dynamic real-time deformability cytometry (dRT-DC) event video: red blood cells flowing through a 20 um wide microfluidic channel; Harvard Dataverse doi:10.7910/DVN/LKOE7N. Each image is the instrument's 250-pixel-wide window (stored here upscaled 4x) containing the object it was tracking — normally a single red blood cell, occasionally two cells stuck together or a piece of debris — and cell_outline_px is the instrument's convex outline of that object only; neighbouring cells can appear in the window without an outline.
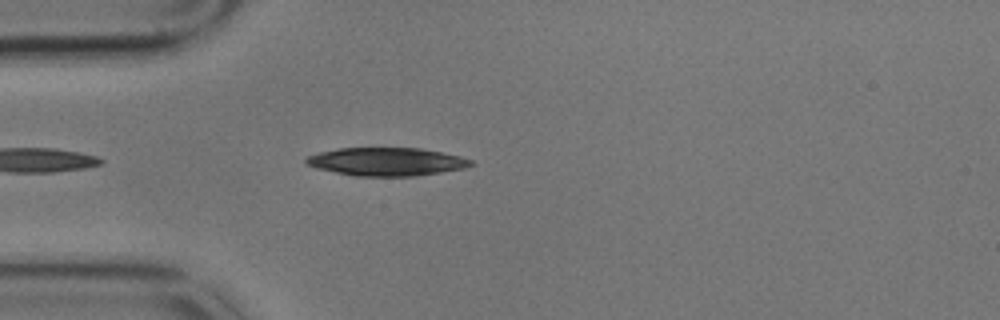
{"species": "common noctule bat (a hibernating species)", "species_latin": "Nyctalus noctula", "temperature_condition": "cold", "stored_images_in_passage": 36, "camera_frame_rate_fps": 3000, "um_per_image_px": 0.085, "animal": {"sex": "male", "body_mass_g": 17.9}, "frame": {"image": 1, "passage_image": 4, "time_ms": 1.0, "image_size_px": [1000, 320], "cell_outline_px": [[476, 164], [464, 168], [416, 176], [356, 176], [316, 168], [304, 164], [304, 160], [308, 156], [320, 152], [340, 148], [420, 148], [460, 156], [472, 160]], "centroid_in_image_um": [32.86, 13.74], "position_along_channel_um": 52.1, "area_um2": 26.99}}
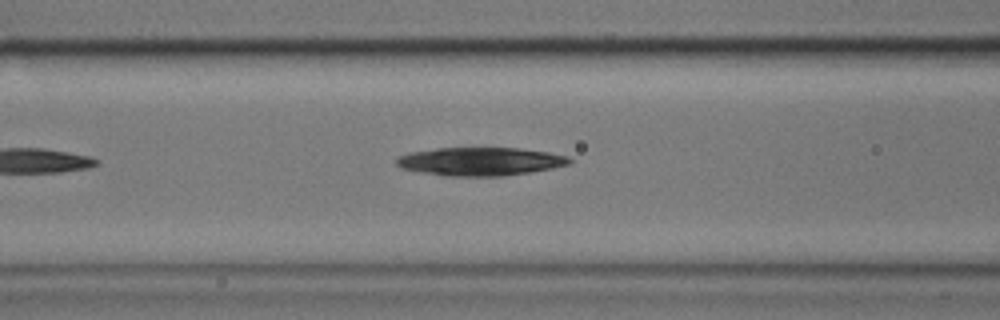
{"frame": {"image": 2, "passage_image": 11, "time_ms": 3.333, "image_size_px": [1000, 320], "cell_outline_px": [[572, 164], [552, 168], [504, 176], [444, 176], [420, 172], [400, 168], [396, 164], [396, 156], [408, 152], [436, 148], [520, 148], [548, 152], [568, 156], [572, 160]], "centroid_in_image_um": [40.79, 13.72], "position_along_channel_um": 125.8, "area_um2": 28.78}}
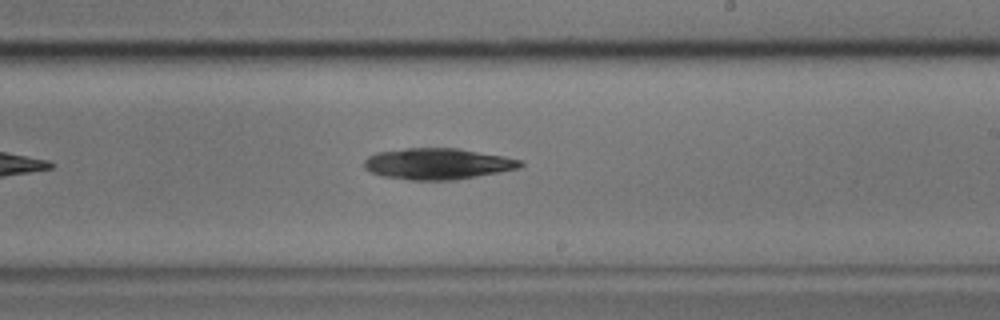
{"frame": {"image": 3, "passage_image": 22, "time_ms": 7.0, "image_size_px": [1000, 320], "cell_outline_px": [[524, 164], [520, 168], [476, 176], [452, 180], [412, 180], [384, 176], [372, 172], [364, 168], [364, 160], [368, 156], [376, 152], [404, 148], [460, 148], [504, 156], [520, 160]], "centroid_in_image_um": [37.19, 13.91], "position_along_channel_um": 251.8, "area_um2": 28.32}}